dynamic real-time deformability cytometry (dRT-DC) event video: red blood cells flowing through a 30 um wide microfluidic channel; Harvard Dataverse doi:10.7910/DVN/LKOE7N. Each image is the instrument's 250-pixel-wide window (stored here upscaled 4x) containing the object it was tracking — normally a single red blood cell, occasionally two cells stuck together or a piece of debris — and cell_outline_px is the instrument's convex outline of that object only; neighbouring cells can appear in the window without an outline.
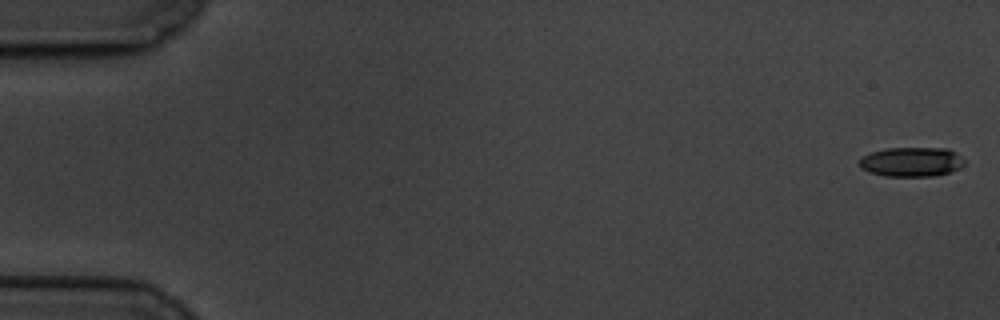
{"species": "common noctule bat (a hibernating species)", "species_latin": "Nyctalus noctula", "temperature_condition": "cold", "stored_images_in_passage": 61, "camera_frame_rate_fps": 3000, "um_per_image_px": 0.085, "animal": {"sex": "male", "body_mass_g": 19.5, "forearm_length_mm": 54.6}, "frame": {"image": 1, "passage_image": 1, "time_ms": 0.0, "image_size_px": [1000, 320], "cell_outline_px": [[964, 164], [960, 168], [952, 172], [936, 176], [884, 176], [868, 172], [860, 168], [860, 160], [864, 156], [872, 152], [888, 148], [948, 148], [956, 152], [964, 160]], "centroid_in_image_um": [77.51, 13.77], "position_along_channel_um": 7.5, "area_um2": 18.15}}
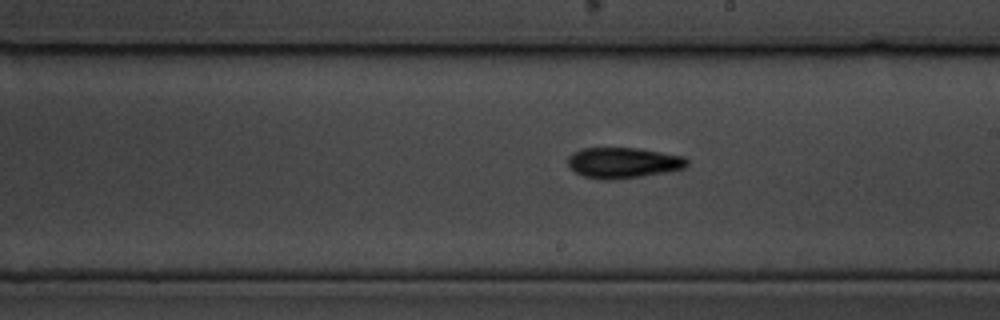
{"frame": {"image": 2, "passage_image": 35, "time_ms": 11.333, "image_size_px": [1000, 320], "cell_outline_px": [[688, 164], [684, 168], [668, 172], [640, 176], [608, 180], [596, 180], [584, 176], [576, 172], [568, 164], [568, 156], [584, 148], [640, 148], [684, 156], [688, 160]], "centroid_in_image_um": [53.0, 13.84], "position_along_channel_um": 236.0, "area_um2": 21.27}}
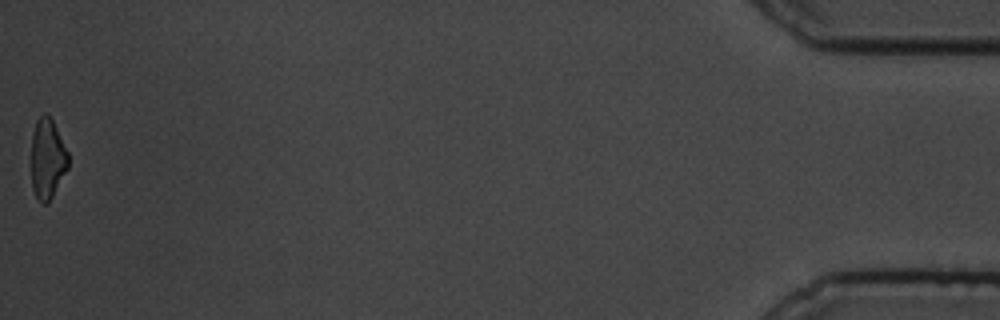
{"frame": {"image": 3, "passage_image": 61, "time_ms": 20.0, "image_size_px": [1000, 320], "cell_outline_px": [[68, 168], [48, 204], [44, 204], [36, 196], [32, 188], [32, 132], [36, 120], [44, 112], [52, 120], [68, 152]], "centroid_in_image_um": [4.03, 13.49], "position_along_channel_um": 431.2, "area_um2": 17.11}, "authors_computed_cell_mechanics": {"area_um2": 19.5364, "velocity_mm_per_s": 3.3216, "shape_relaxation_time_tau1_ms": 4.2715, "shape_relaxation_time_tau2_ms": 4.0148, "deformation_change_tau1": 0.1438, "deformation_change_tau2": 0.1356}}